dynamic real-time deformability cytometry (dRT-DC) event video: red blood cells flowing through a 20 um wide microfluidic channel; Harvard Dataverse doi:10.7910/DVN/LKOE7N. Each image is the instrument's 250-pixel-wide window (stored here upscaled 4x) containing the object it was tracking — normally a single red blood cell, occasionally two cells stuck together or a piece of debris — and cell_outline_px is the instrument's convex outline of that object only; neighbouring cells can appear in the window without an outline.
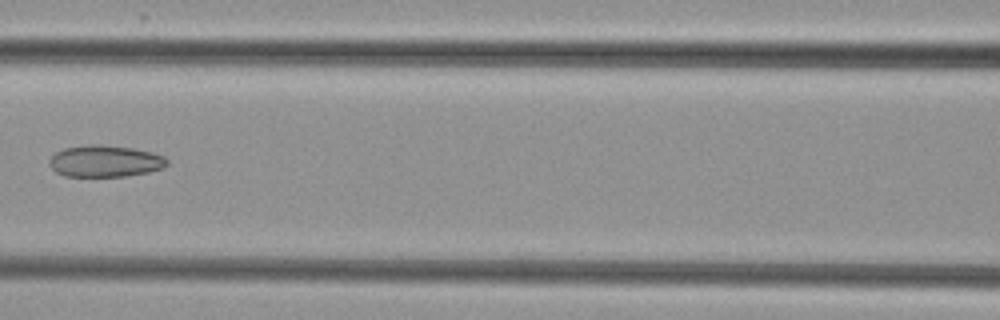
{"species": "common noctule bat (a hibernating species)", "species_latin": "Nyctalus noctula", "temperature_condition": "cold", "stored_images_in_passage": 7, "camera_frame_rate_fps": 3000, "um_per_image_px": 0.085, "animal": {"sex": "female", "body_mass_g": 29.2, "forearm_length_mm": 56.3}, "frame": {"image": 1, "passage_image": 7, "time_ms": 7.333, "image_size_px": [1000, 320], "cell_outline_px": [[168, 164], [164, 168], [148, 172], [128, 176], [64, 176], [56, 172], [48, 164], [48, 160], [56, 152], [64, 148], [88, 144], [100, 144], [132, 148], [152, 152], [164, 156], [168, 160]], "centroid_in_image_um": [8.93, 13.69], "position_along_channel_um": 157.7, "area_um2": 21.91}}